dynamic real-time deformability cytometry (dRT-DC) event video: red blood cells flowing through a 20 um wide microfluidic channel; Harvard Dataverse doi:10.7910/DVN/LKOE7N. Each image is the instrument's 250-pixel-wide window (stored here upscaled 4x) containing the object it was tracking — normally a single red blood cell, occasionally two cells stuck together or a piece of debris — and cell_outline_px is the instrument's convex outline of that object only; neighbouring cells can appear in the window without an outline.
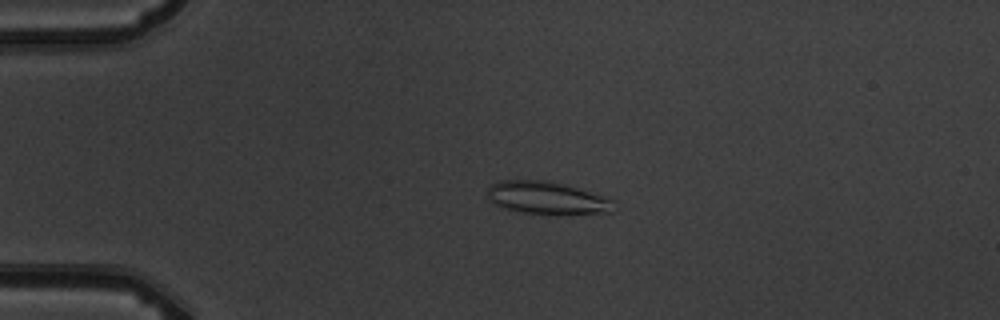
{"species": "common noctule bat (a hibernating species)", "species_latin": "Nyctalus noctula", "temperature_condition": "warm", "stored_images_in_passage": 4, "camera_frame_rate_fps": 3000, "um_per_image_px": 0.085, "animal": {"sex": "male", "body_mass_g": 19.5, "forearm_length_mm": 54.6}, "frame": {"image": 1, "passage_image": 3, "time_ms": 3.333, "image_size_px": [1000, 320], "cell_outline_px": [[616, 200], [612, 212], [524, 212], [504, 208], [496, 204], [488, 196], [488, 188], [492, 184], [500, 180], [548, 180], [564, 184], [604, 196]], "centroid_in_image_um": [46.49, 16.77], "position_along_channel_um": 38.5, "area_um2": 23.12}}